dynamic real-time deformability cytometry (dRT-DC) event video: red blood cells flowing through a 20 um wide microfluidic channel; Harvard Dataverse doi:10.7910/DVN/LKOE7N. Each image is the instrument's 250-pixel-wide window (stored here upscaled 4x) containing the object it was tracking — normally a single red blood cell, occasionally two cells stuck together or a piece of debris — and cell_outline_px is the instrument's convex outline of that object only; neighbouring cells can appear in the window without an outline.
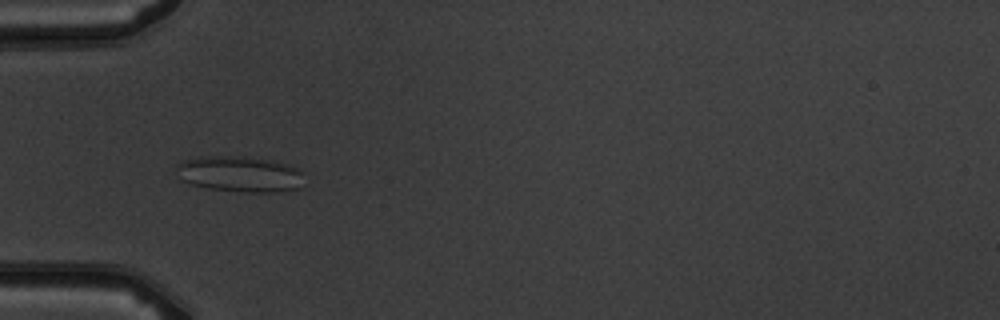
{"species": "common noctule bat (a hibernating species)", "species_latin": "Nyctalus noctula", "temperature_condition": "warm", "stored_images_in_passage": 5, "camera_frame_rate_fps": 3000, "um_per_image_px": 0.085, "animal": {"sex": "male", "body_mass_g": 19.5, "forearm_length_mm": 54.6}, "frame": {"image": 1, "passage_image": 4, "time_ms": 4.333, "image_size_px": [1000, 320], "cell_outline_px": [[304, 172], [300, 188], [284, 192], [240, 192], [208, 188], [192, 184], [180, 180], [176, 168], [176, 164], [180, 160], [212, 156], [240, 156], [268, 160], [292, 164], [300, 168]], "centroid_in_image_um": [20.43, 14.8], "position_along_channel_um": 64.6, "area_um2": 27.11}}
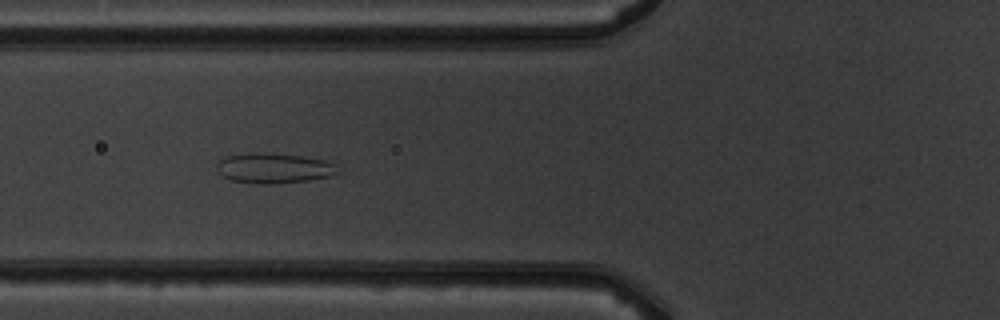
{"frame": {"image": 2, "passage_image": 5, "time_ms": 5.333, "image_size_px": [1000, 320], "cell_outline_px": [[340, 172], [328, 176], [308, 180], [272, 184], [256, 184], [232, 180], [224, 176], [216, 168], [216, 164], [220, 160], [228, 156], [248, 152], [256, 152], [300, 156], [324, 160], [336, 164]], "centroid_in_image_um": [23.27, 14.29], "position_along_channel_um": 102.5, "area_um2": 21.1}}